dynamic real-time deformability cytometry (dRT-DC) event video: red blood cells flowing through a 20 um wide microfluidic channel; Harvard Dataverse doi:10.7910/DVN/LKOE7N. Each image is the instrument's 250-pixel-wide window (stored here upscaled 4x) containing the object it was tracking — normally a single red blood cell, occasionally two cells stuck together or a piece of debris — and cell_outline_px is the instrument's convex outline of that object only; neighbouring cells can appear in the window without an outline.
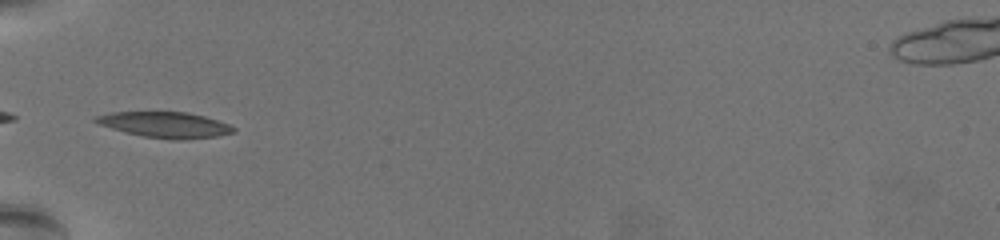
{"species": "common noctule bat (a hibernating species)", "species_latin": "Nyctalus noctula", "temperature_condition": "warm", "stored_images_in_passage": 19, "camera_frame_rate_fps": 3000, "um_per_image_px": 0.085, "animal": {"sex": "female", "body_mass_g": 19.5, "forearm_length_mm": 54.1}, "frame": {"image": 1, "passage_image": 1, "time_ms": 0.0, "image_size_px": [1000, 240], "cell_outline_px": [[236, 132], [216, 136], [180, 140], [172, 140], [144, 136], [124, 132], [100, 124], [92, 120], [92, 116], [112, 112], [184, 112], [204, 116], [228, 124], [236, 128]], "centroid_in_image_um": [14.01, 10.6], "position_along_channel_um": 71.0, "area_um2": 20.58}}
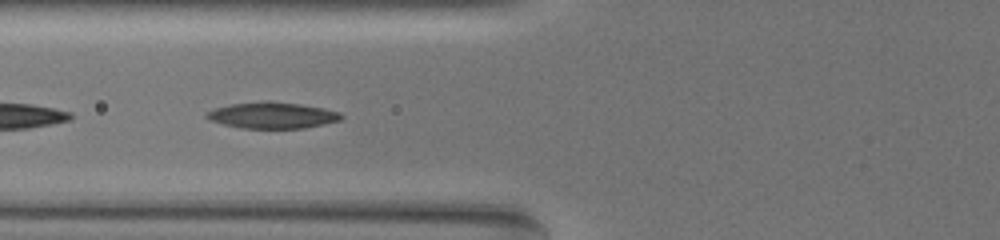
{"frame": {"image": 2, "passage_image": 4, "time_ms": 1.0, "image_size_px": [1000, 240], "cell_outline_px": [[344, 116], [340, 120], [324, 124], [304, 128], [240, 128], [224, 124], [212, 120], [204, 116], [208, 112], [216, 108], [232, 104], [268, 100], [300, 104], [324, 108], [340, 112]], "centroid_in_image_um": [23.19, 9.79], "position_along_channel_um": 102.6, "area_um2": 20.46}}
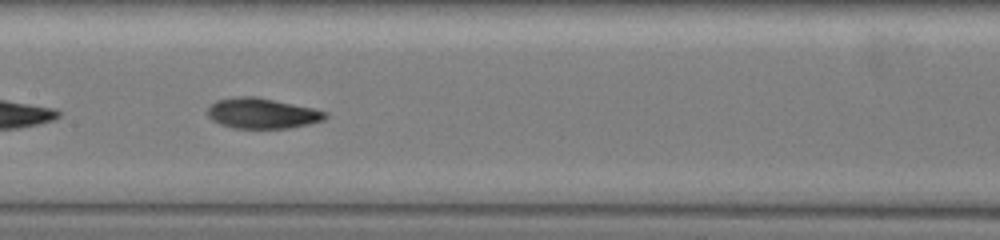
{"frame": {"image": 3, "passage_image": 11, "time_ms": 3.333, "image_size_px": [1000, 240], "cell_outline_px": [[328, 116], [324, 120], [308, 124], [288, 128], [232, 128], [220, 124], [212, 120], [208, 116], [208, 108], [216, 100], [240, 96], [256, 96], [312, 108], [328, 112]], "centroid_in_image_um": [22.28, 9.63], "position_along_channel_um": 185.1, "area_um2": 20.81}}